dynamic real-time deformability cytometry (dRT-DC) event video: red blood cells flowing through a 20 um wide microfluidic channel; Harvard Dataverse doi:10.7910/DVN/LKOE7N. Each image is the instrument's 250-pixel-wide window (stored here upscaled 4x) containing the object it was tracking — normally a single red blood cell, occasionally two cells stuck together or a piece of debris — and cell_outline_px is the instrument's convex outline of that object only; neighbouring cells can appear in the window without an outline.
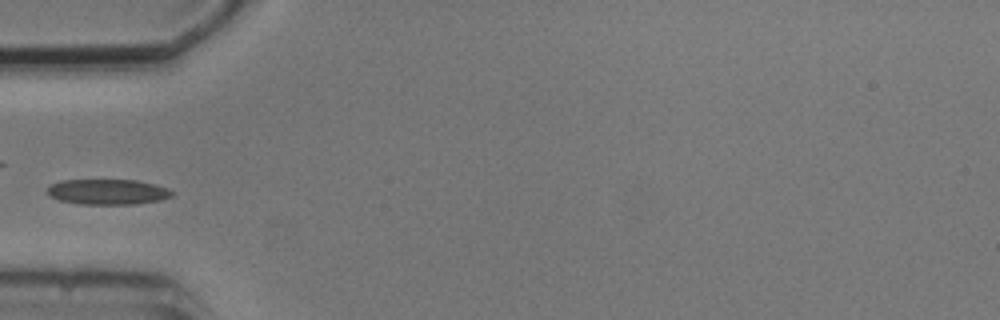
{"species": "common noctule bat (a hibernating species)", "species_latin": "Nyctalus noctula", "temperature_condition": "cold", "stored_images_in_passage": 6, "camera_frame_rate_fps": 3000, "um_per_image_px": 0.085, "animal": {"sex": "male", "body_mass_g": 20.5, "forearm_length_mm": 52.5}, "frame": {"image": 1, "passage_image": 5, "time_ms": 5.667, "image_size_px": [1000, 320], "cell_outline_px": [[172, 196], [160, 200], [136, 204], [80, 204], [60, 200], [52, 196], [48, 192], [48, 188], [52, 184], [60, 180], [136, 180], [156, 184], [168, 188], [172, 192]], "centroid_in_image_um": [9.19, 16.3], "position_along_channel_um": 75.8, "area_um2": 18.32}}
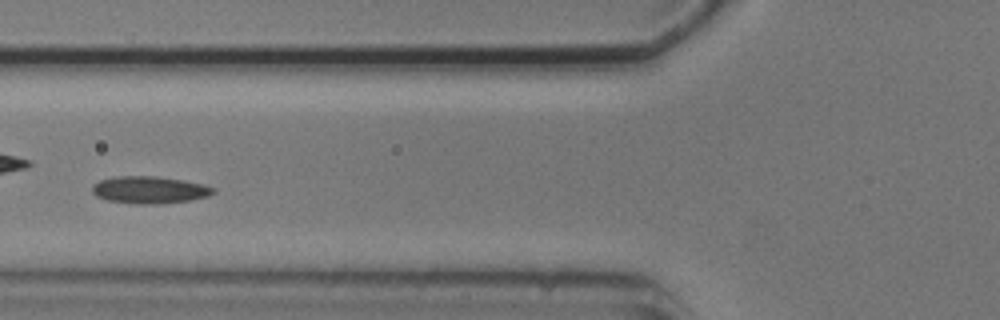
{"frame": {"image": 2, "passage_image": 6, "time_ms": 6.667, "image_size_px": [1000, 320], "cell_outline_px": [[216, 192], [208, 196], [192, 200], [156, 204], [132, 204], [108, 200], [96, 196], [92, 192], [92, 184], [100, 180], [116, 176], [156, 176], [180, 180], [200, 184], [216, 188]], "centroid_in_image_um": [12.68, 16.15], "position_along_channel_um": 113.1, "area_um2": 19.19}}